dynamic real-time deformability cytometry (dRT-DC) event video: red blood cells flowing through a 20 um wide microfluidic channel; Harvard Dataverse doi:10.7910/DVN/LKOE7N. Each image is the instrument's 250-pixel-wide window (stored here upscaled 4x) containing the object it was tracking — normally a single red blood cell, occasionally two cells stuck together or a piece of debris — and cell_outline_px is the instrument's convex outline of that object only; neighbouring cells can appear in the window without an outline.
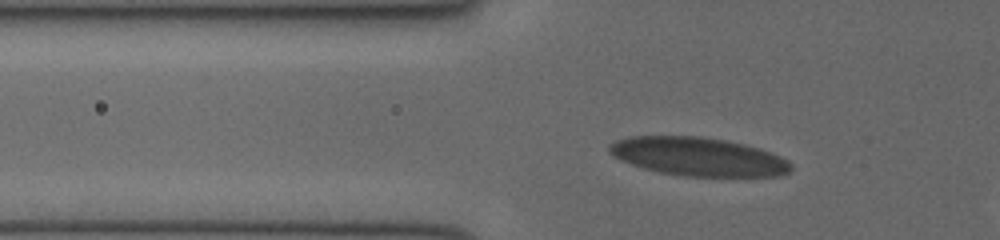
{"species": "human", "species_latin": "Homo sapiens", "temperature_condition": "cold", "stored_images_in_passage": 34, "camera_frame_rate_fps": 3000, "um_per_image_px": 0.085, "donor": {"sex": "female"}, "frame": {"image": 1, "passage_image": 8, "time_ms": 2.333, "image_size_px": [1000, 240], "cell_outline_px": [[792, 168], [788, 172], [780, 176], [684, 176], [660, 172], [644, 168], [620, 160], [612, 156], [608, 152], [608, 148], [616, 140], [628, 136], [700, 136], [724, 140], [744, 144], [760, 148], [780, 156], [788, 160], [792, 164]], "centroid_in_image_um": [59.35, 13.31], "position_along_channel_um": 66.4, "area_um2": 40.75}}
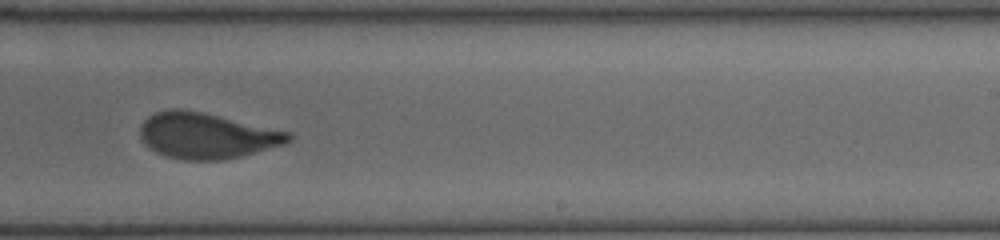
{"frame": {"image": 2, "passage_image": 23, "time_ms": 7.333, "image_size_px": [1000, 240], "cell_outline_px": [[292, 140], [284, 144], [240, 156], [224, 160], [184, 160], [164, 156], [156, 152], [144, 144], [140, 136], [140, 124], [148, 116], [156, 112], [168, 108], [184, 108], [292, 132]], "centroid_in_image_um": [17.53, 11.52], "position_along_channel_um": 271.5, "area_um2": 39.82}}
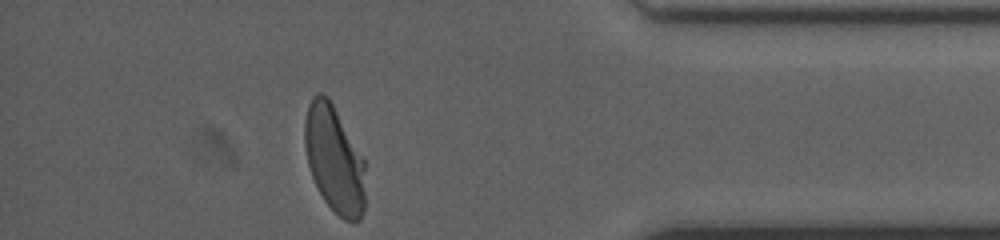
{"frame": {"image": 3, "passage_image": 34, "time_ms": 11.0, "image_size_px": [1000, 240], "cell_outline_px": [[364, 212], [360, 220], [344, 220], [324, 200], [312, 176], [308, 164], [304, 144], [304, 120], [308, 104], [312, 96], [316, 92], [320, 92], [328, 96], [364, 160]], "centroid_in_image_um": [28.39, 13.5], "position_along_channel_um": 406.8, "area_um2": 37.45}}